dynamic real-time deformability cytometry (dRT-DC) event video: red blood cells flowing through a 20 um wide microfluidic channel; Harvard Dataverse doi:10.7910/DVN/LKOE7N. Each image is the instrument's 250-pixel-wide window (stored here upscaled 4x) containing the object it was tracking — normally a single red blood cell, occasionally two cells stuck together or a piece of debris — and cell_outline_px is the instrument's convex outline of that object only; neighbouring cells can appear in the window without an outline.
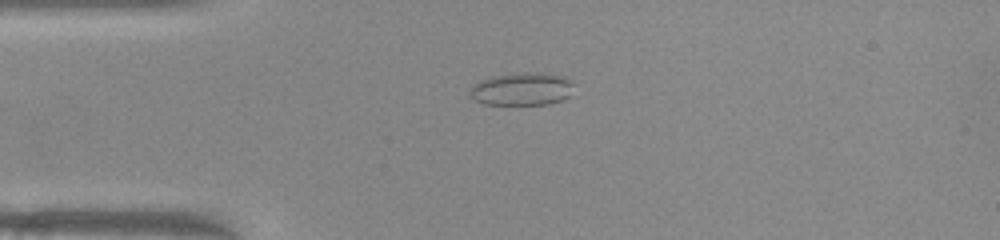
{"species": "common noctule bat (a hibernating species)", "species_latin": "Nyctalus noctula", "temperature_condition": "warm", "stored_images_in_passage": 40, "camera_frame_rate_fps": 3000, "um_per_image_px": 0.085, "animal": {"sex": "female", "body_mass_g": 22.0, "forearm_length_mm": 56.7}, "frame": {"image": 1, "passage_image": 1, "time_ms": 0.0, "image_size_px": [1000, 240], "cell_outline_px": [[572, 84], [568, 96], [564, 100], [548, 104], [484, 104], [476, 100], [468, 92], [480, 80], [492, 76], [524, 72], [528, 72], [560, 76], [572, 80]], "centroid_in_image_um": [44.35, 7.57], "position_along_channel_um": 40.6, "area_um2": 19.48}}
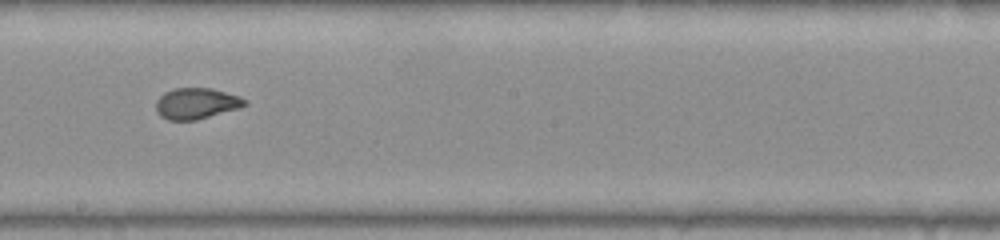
{"frame": {"image": 2, "passage_image": 17, "time_ms": 5.333, "image_size_px": [1000, 240], "cell_outline_px": [[248, 104], [240, 108], [196, 120], [168, 120], [160, 116], [156, 112], [156, 100], [164, 92], [176, 88], [212, 88], [240, 96], [248, 100]], "centroid_in_image_um": [16.71, 8.79], "position_along_channel_um": 231.5, "area_um2": 16.24}}
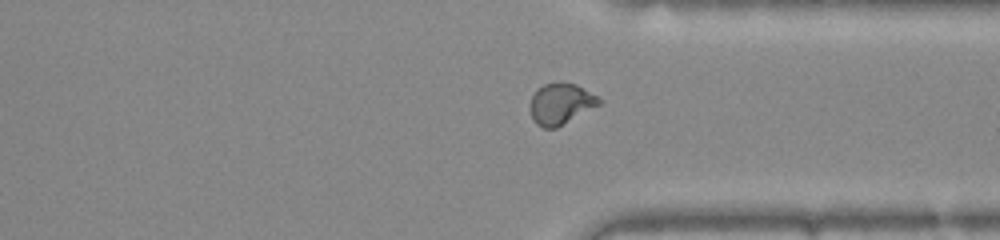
{"frame": {"image": 3, "passage_image": 27, "time_ms": 8.667, "image_size_px": [1000, 240], "cell_outline_px": [[604, 100], [600, 104], [556, 128], [544, 128], [536, 124], [532, 120], [532, 96], [536, 88], [544, 84], [576, 84]], "centroid_in_image_um": [47.68, 8.84], "position_along_channel_um": 363.7, "area_um2": 16.07}, "authors_computed_cell_mechanics": {"area_um2": 16.7042, "velocity_mm_per_s": 3.9851, "shape_relaxation_time_tau1_ms": null, "shape_relaxation_time_tau2_ms": 0.8402, "deformation_change_tau1": null, "deformation_change_tau2": 0.065}}